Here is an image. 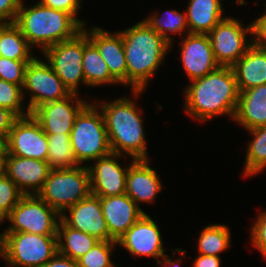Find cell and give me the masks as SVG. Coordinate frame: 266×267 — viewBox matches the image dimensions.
I'll list each match as a JSON object with an SVG mask.
<instances>
[{
  "label": "cell",
  "mask_w": 266,
  "mask_h": 267,
  "mask_svg": "<svg viewBox=\"0 0 266 267\" xmlns=\"http://www.w3.org/2000/svg\"><path fill=\"white\" fill-rule=\"evenodd\" d=\"M184 110L197 121H208L228 115L234 120L239 100V89L232 67L219 66L185 87Z\"/></svg>",
  "instance_id": "6da1fadb"
},
{
  "label": "cell",
  "mask_w": 266,
  "mask_h": 267,
  "mask_svg": "<svg viewBox=\"0 0 266 267\" xmlns=\"http://www.w3.org/2000/svg\"><path fill=\"white\" fill-rule=\"evenodd\" d=\"M118 32L122 35L124 43L127 86L131 87L132 96L138 98L146 90L158 67L165 63L166 54L170 52V44L145 20Z\"/></svg>",
  "instance_id": "7a4b0ae2"
},
{
  "label": "cell",
  "mask_w": 266,
  "mask_h": 267,
  "mask_svg": "<svg viewBox=\"0 0 266 267\" xmlns=\"http://www.w3.org/2000/svg\"><path fill=\"white\" fill-rule=\"evenodd\" d=\"M132 98L119 97L108 103L102 100L96 105L103 114L112 153L126 154L134 160H149L143 111Z\"/></svg>",
  "instance_id": "3957f363"
},
{
  "label": "cell",
  "mask_w": 266,
  "mask_h": 267,
  "mask_svg": "<svg viewBox=\"0 0 266 267\" xmlns=\"http://www.w3.org/2000/svg\"><path fill=\"white\" fill-rule=\"evenodd\" d=\"M28 44L41 52L56 43L72 39L83 25L72 14L35 3L27 8L23 1L14 22Z\"/></svg>",
  "instance_id": "277c9868"
},
{
  "label": "cell",
  "mask_w": 266,
  "mask_h": 267,
  "mask_svg": "<svg viewBox=\"0 0 266 267\" xmlns=\"http://www.w3.org/2000/svg\"><path fill=\"white\" fill-rule=\"evenodd\" d=\"M90 102L77 115L70 134L77 162L95 161L112 153L102 112Z\"/></svg>",
  "instance_id": "5b68a950"
},
{
  "label": "cell",
  "mask_w": 266,
  "mask_h": 267,
  "mask_svg": "<svg viewBox=\"0 0 266 267\" xmlns=\"http://www.w3.org/2000/svg\"><path fill=\"white\" fill-rule=\"evenodd\" d=\"M0 253L10 267H42L58 253L57 235L0 233Z\"/></svg>",
  "instance_id": "8992f818"
},
{
  "label": "cell",
  "mask_w": 266,
  "mask_h": 267,
  "mask_svg": "<svg viewBox=\"0 0 266 267\" xmlns=\"http://www.w3.org/2000/svg\"><path fill=\"white\" fill-rule=\"evenodd\" d=\"M90 194L89 171L83 164L68 169H51L37 195L61 215Z\"/></svg>",
  "instance_id": "52a82bcc"
},
{
  "label": "cell",
  "mask_w": 266,
  "mask_h": 267,
  "mask_svg": "<svg viewBox=\"0 0 266 267\" xmlns=\"http://www.w3.org/2000/svg\"><path fill=\"white\" fill-rule=\"evenodd\" d=\"M60 216L38 195H23L1 222L8 220L11 224L2 233L57 235Z\"/></svg>",
  "instance_id": "ba28073f"
},
{
  "label": "cell",
  "mask_w": 266,
  "mask_h": 267,
  "mask_svg": "<svg viewBox=\"0 0 266 267\" xmlns=\"http://www.w3.org/2000/svg\"><path fill=\"white\" fill-rule=\"evenodd\" d=\"M246 26L240 20L227 16L208 33L215 60L220 66L232 67L254 44V21ZM250 34L249 40L246 35Z\"/></svg>",
  "instance_id": "9c48e42d"
},
{
  "label": "cell",
  "mask_w": 266,
  "mask_h": 267,
  "mask_svg": "<svg viewBox=\"0 0 266 267\" xmlns=\"http://www.w3.org/2000/svg\"><path fill=\"white\" fill-rule=\"evenodd\" d=\"M42 53L70 93L79 94L78 86L81 83L86 85L82 67L84 30L72 39L46 48Z\"/></svg>",
  "instance_id": "30bf717a"
},
{
  "label": "cell",
  "mask_w": 266,
  "mask_h": 267,
  "mask_svg": "<svg viewBox=\"0 0 266 267\" xmlns=\"http://www.w3.org/2000/svg\"><path fill=\"white\" fill-rule=\"evenodd\" d=\"M22 90L23 96L25 91L30 92L26 105L30 114L42 104L65 99L71 94L50 64L36 56L27 65Z\"/></svg>",
  "instance_id": "8fae6325"
},
{
  "label": "cell",
  "mask_w": 266,
  "mask_h": 267,
  "mask_svg": "<svg viewBox=\"0 0 266 267\" xmlns=\"http://www.w3.org/2000/svg\"><path fill=\"white\" fill-rule=\"evenodd\" d=\"M6 145L8 154L47 161V134L32 114L15 120L6 139Z\"/></svg>",
  "instance_id": "7c38bea8"
},
{
  "label": "cell",
  "mask_w": 266,
  "mask_h": 267,
  "mask_svg": "<svg viewBox=\"0 0 266 267\" xmlns=\"http://www.w3.org/2000/svg\"><path fill=\"white\" fill-rule=\"evenodd\" d=\"M87 104L79 94L71 93L65 99L42 104L31 114L46 134H71L77 115Z\"/></svg>",
  "instance_id": "4fadbf2b"
},
{
  "label": "cell",
  "mask_w": 266,
  "mask_h": 267,
  "mask_svg": "<svg viewBox=\"0 0 266 267\" xmlns=\"http://www.w3.org/2000/svg\"><path fill=\"white\" fill-rule=\"evenodd\" d=\"M158 227L157 223L145 213L117 240V245L135 257H153L158 261L165 255Z\"/></svg>",
  "instance_id": "5bb4252c"
},
{
  "label": "cell",
  "mask_w": 266,
  "mask_h": 267,
  "mask_svg": "<svg viewBox=\"0 0 266 267\" xmlns=\"http://www.w3.org/2000/svg\"><path fill=\"white\" fill-rule=\"evenodd\" d=\"M2 171L23 195H37L43 188L51 168L47 161L23 158L6 152Z\"/></svg>",
  "instance_id": "9a60e30c"
},
{
  "label": "cell",
  "mask_w": 266,
  "mask_h": 267,
  "mask_svg": "<svg viewBox=\"0 0 266 267\" xmlns=\"http://www.w3.org/2000/svg\"><path fill=\"white\" fill-rule=\"evenodd\" d=\"M123 155L110 153L88 165L91 194L109 197L125 194L128 167H122L118 159ZM118 158V159H117Z\"/></svg>",
  "instance_id": "2e32d148"
},
{
  "label": "cell",
  "mask_w": 266,
  "mask_h": 267,
  "mask_svg": "<svg viewBox=\"0 0 266 267\" xmlns=\"http://www.w3.org/2000/svg\"><path fill=\"white\" fill-rule=\"evenodd\" d=\"M60 219L69 227L83 231L99 241H109V230L100 203V197L90 194L65 210Z\"/></svg>",
  "instance_id": "e0dca14e"
},
{
  "label": "cell",
  "mask_w": 266,
  "mask_h": 267,
  "mask_svg": "<svg viewBox=\"0 0 266 267\" xmlns=\"http://www.w3.org/2000/svg\"><path fill=\"white\" fill-rule=\"evenodd\" d=\"M180 59L189 80L204 77L220 65L216 62L208 34H186L181 39Z\"/></svg>",
  "instance_id": "ac0fdd59"
},
{
  "label": "cell",
  "mask_w": 266,
  "mask_h": 267,
  "mask_svg": "<svg viewBox=\"0 0 266 267\" xmlns=\"http://www.w3.org/2000/svg\"><path fill=\"white\" fill-rule=\"evenodd\" d=\"M109 230V241H117L145 212L126 193L100 197Z\"/></svg>",
  "instance_id": "d6986e66"
},
{
  "label": "cell",
  "mask_w": 266,
  "mask_h": 267,
  "mask_svg": "<svg viewBox=\"0 0 266 267\" xmlns=\"http://www.w3.org/2000/svg\"><path fill=\"white\" fill-rule=\"evenodd\" d=\"M83 30L87 33L89 40L97 47L110 74L120 84L127 85V64L122 35L118 31L108 32L97 26L91 27L89 31L83 26Z\"/></svg>",
  "instance_id": "ffe728a7"
},
{
  "label": "cell",
  "mask_w": 266,
  "mask_h": 267,
  "mask_svg": "<svg viewBox=\"0 0 266 267\" xmlns=\"http://www.w3.org/2000/svg\"><path fill=\"white\" fill-rule=\"evenodd\" d=\"M148 160H131L127 171L125 193L139 206L155 202L162 190L160 176L150 167Z\"/></svg>",
  "instance_id": "44dd1931"
},
{
  "label": "cell",
  "mask_w": 266,
  "mask_h": 267,
  "mask_svg": "<svg viewBox=\"0 0 266 267\" xmlns=\"http://www.w3.org/2000/svg\"><path fill=\"white\" fill-rule=\"evenodd\" d=\"M232 69L239 92L266 84V46L254 42Z\"/></svg>",
  "instance_id": "7402d4cb"
},
{
  "label": "cell",
  "mask_w": 266,
  "mask_h": 267,
  "mask_svg": "<svg viewBox=\"0 0 266 267\" xmlns=\"http://www.w3.org/2000/svg\"><path fill=\"white\" fill-rule=\"evenodd\" d=\"M233 121L246 130L266 125V84L240 92Z\"/></svg>",
  "instance_id": "603a6c76"
},
{
  "label": "cell",
  "mask_w": 266,
  "mask_h": 267,
  "mask_svg": "<svg viewBox=\"0 0 266 267\" xmlns=\"http://www.w3.org/2000/svg\"><path fill=\"white\" fill-rule=\"evenodd\" d=\"M222 6L220 0H189L186 9L189 33L208 34L226 17Z\"/></svg>",
  "instance_id": "cb8c5ba5"
},
{
  "label": "cell",
  "mask_w": 266,
  "mask_h": 267,
  "mask_svg": "<svg viewBox=\"0 0 266 267\" xmlns=\"http://www.w3.org/2000/svg\"><path fill=\"white\" fill-rule=\"evenodd\" d=\"M82 67L87 86L120 84L111 74L97 47L89 40L84 31V54Z\"/></svg>",
  "instance_id": "d4e9b609"
},
{
  "label": "cell",
  "mask_w": 266,
  "mask_h": 267,
  "mask_svg": "<svg viewBox=\"0 0 266 267\" xmlns=\"http://www.w3.org/2000/svg\"><path fill=\"white\" fill-rule=\"evenodd\" d=\"M58 253L75 261L85 255L99 240L67 226L61 219L57 231Z\"/></svg>",
  "instance_id": "484cf974"
},
{
  "label": "cell",
  "mask_w": 266,
  "mask_h": 267,
  "mask_svg": "<svg viewBox=\"0 0 266 267\" xmlns=\"http://www.w3.org/2000/svg\"><path fill=\"white\" fill-rule=\"evenodd\" d=\"M31 46L14 22H9L0 33V56L16 61H31ZM31 53V54H30Z\"/></svg>",
  "instance_id": "4316f807"
},
{
  "label": "cell",
  "mask_w": 266,
  "mask_h": 267,
  "mask_svg": "<svg viewBox=\"0 0 266 267\" xmlns=\"http://www.w3.org/2000/svg\"><path fill=\"white\" fill-rule=\"evenodd\" d=\"M158 14L154 13L143 20L170 44V48L173 47V39L170 33L179 34L181 37H184L182 35L184 31H186L185 35L186 33L189 34L186 12L180 13L175 9H170L163 12L161 16Z\"/></svg>",
  "instance_id": "83f0119b"
},
{
  "label": "cell",
  "mask_w": 266,
  "mask_h": 267,
  "mask_svg": "<svg viewBox=\"0 0 266 267\" xmlns=\"http://www.w3.org/2000/svg\"><path fill=\"white\" fill-rule=\"evenodd\" d=\"M199 234L197 242L199 254L220 257L219 254L231 246V233L226 225L210 224L205 226Z\"/></svg>",
  "instance_id": "f1b7e54d"
},
{
  "label": "cell",
  "mask_w": 266,
  "mask_h": 267,
  "mask_svg": "<svg viewBox=\"0 0 266 267\" xmlns=\"http://www.w3.org/2000/svg\"><path fill=\"white\" fill-rule=\"evenodd\" d=\"M252 140L248 143L243 175L254 176L266 168V125L248 130Z\"/></svg>",
  "instance_id": "f546056e"
},
{
  "label": "cell",
  "mask_w": 266,
  "mask_h": 267,
  "mask_svg": "<svg viewBox=\"0 0 266 267\" xmlns=\"http://www.w3.org/2000/svg\"><path fill=\"white\" fill-rule=\"evenodd\" d=\"M48 157L51 169H68L80 166L74 155L70 134H47Z\"/></svg>",
  "instance_id": "4dcf8cb0"
},
{
  "label": "cell",
  "mask_w": 266,
  "mask_h": 267,
  "mask_svg": "<svg viewBox=\"0 0 266 267\" xmlns=\"http://www.w3.org/2000/svg\"><path fill=\"white\" fill-rule=\"evenodd\" d=\"M23 100L21 86L0 79V107L9 109L17 117H25L30 114V111L28 107L22 105Z\"/></svg>",
  "instance_id": "1f68e13d"
},
{
  "label": "cell",
  "mask_w": 266,
  "mask_h": 267,
  "mask_svg": "<svg viewBox=\"0 0 266 267\" xmlns=\"http://www.w3.org/2000/svg\"><path fill=\"white\" fill-rule=\"evenodd\" d=\"M117 241H99L85 255L77 260L79 267H115L111 253ZM113 249V250H112Z\"/></svg>",
  "instance_id": "d6a6232c"
},
{
  "label": "cell",
  "mask_w": 266,
  "mask_h": 267,
  "mask_svg": "<svg viewBox=\"0 0 266 267\" xmlns=\"http://www.w3.org/2000/svg\"><path fill=\"white\" fill-rule=\"evenodd\" d=\"M23 194L17 185L2 171L0 173V223L19 202Z\"/></svg>",
  "instance_id": "836d02e7"
},
{
  "label": "cell",
  "mask_w": 266,
  "mask_h": 267,
  "mask_svg": "<svg viewBox=\"0 0 266 267\" xmlns=\"http://www.w3.org/2000/svg\"><path fill=\"white\" fill-rule=\"evenodd\" d=\"M30 61H16L0 56V79L23 86L25 70Z\"/></svg>",
  "instance_id": "e575fe53"
},
{
  "label": "cell",
  "mask_w": 266,
  "mask_h": 267,
  "mask_svg": "<svg viewBox=\"0 0 266 267\" xmlns=\"http://www.w3.org/2000/svg\"><path fill=\"white\" fill-rule=\"evenodd\" d=\"M252 246L266 257V211L260 212L250 228Z\"/></svg>",
  "instance_id": "d590c367"
},
{
  "label": "cell",
  "mask_w": 266,
  "mask_h": 267,
  "mask_svg": "<svg viewBox=\"0 0 266 267\" xmlns=\"http://www.w3.org/2000/svg\"><path fill=\"white\" fill-rule=\"evenodd\" d=\"M81 2L82 0H38V3L43 6L72 14L83 26H86V21L76 17V15L78 16L79 8H82Z\"/></svg>",
  "instance_id": "8d00e7d4"
},
{
  "label": "cell",
  "mask_w": 266,
  "mask_h": 267,
  "mask_svg": "<svg viewBox=\"0 0 266 267\" xmlns=\"http://www.w3.org/2000/svg\"><path fill=\"white\" fill-rule=\"evenodd\" d=\"M23 0H0V20L15 22Z\"/></svg>",
  "instance_id": "74e56055"
},
{
  "label": "cell",
  "mask_w": 266,
  "mask_h": 267,
  "mask_svg": "<svg viewBox=\"0 0 266 267\" xmlns=\"http://www.w3.org/2000/svg\"><path fill=\"white\" fill-rule=\"evenodd\" d=\"M17 118L9 109L0 107V135L7 139L12 125Z\"/></svg>",
  "instance_id": "f35d334b"
},
{
  "label": "cell",
  "mask_w": 266,
  "mask_h": 267,
  "mask_svg": "<svg viewBox=\"0 0 266 267\" xmlns=\"http://www.w3.org/2000/svg\"><path fill=\"white\" fill-rule=\"evenodd\" d=\"M255 42L259 45L266 46V13L254 19Z\"/></svg>",
  "instance_id": "ab89813d"
},
{
  "label": "cell",
  "mask_w": 266,
  "mask_h": 267,
  "mask_svg": "<svg viewBox=\"0 0 266 267\" xmlns=\"http://www.w3.org/2000/svg\"><path fill=\"white\" fill-rule=\"evenodd\" d=\"M42 267H79L77 261L57 253Z\"/></svg>",
  "instance_id": "60d3db41"
},
{
  "label": "cell",
  "mask_w": 266,
  "mask_h": 267,
  "mask_svg": "<svg viewBox=\"0 0 266 267\" xmlns=\"http://www.w3.org/2000/svg\"><path fill=\"white\" fill-rule=\"evenodd\" d=\"M220 265V257L199 254L195 261H193L192 267H220Z\"/></svg>",
  "instance_id": "b9f144b4"
},
{
  "label": "cell",
  "mask_w": 266,
  "mask_h": 267,
  "mask_svg": "<svg viewBox=\"0 0 266 267\" xmlns=\"http://www.w3.org/2000/svg\"><path fill=\"white\" fill-rule=\"evenodd\" d=\"M179 252V255L181 254V257L180 258H178V259H176V260H174V261H172V258L174 257V255L176 254V253H178ZM186 253H187V251L186 250H181V248H176L175 250H174V252H173V256L171 257V258H169L170 256L169 255H164L163 257H162V259H163V262H161V258L157 261V265H163L164 267H167L166 265H168L169 267H180L179 265H180V263L179 262H181L182 261V255L183 256H185L186 255Z\"/></svg>",
  "instance_id": "7bdbcfd3"
},
{
  "label": "cell",
  "mask_w": 266,
  "mask_h": 267,
  "mask_svg": "<svg viewBox=\"0 0 266 267\" xmlns=\"http://www.w3.org/2000/svg\"><path fill=\"white\" fill-rule=\"evenodd\" d=\"M7 152L6 138L0 135V160H3Z\"/></svg>",
  "instance_id": "ee69618b"
},
{
  "label": "cell",
  "mask_w": 266,
  "mask_h": 267,
  "mask_svg": "<svg viewBox=\"0 0 266 267\" xmlns=\"http://www.w3.org/2000/svg\"><path fill=\"white\" fill-rule=\"evenodd\" d=\"M8 23H9V22L0 20V33H1L2 29H3Z\"/></svg>",
  "instance_id": "f6af8a7d"
},
{
  "label": "cell",
  "mask_w": 266,
  "mask_h": 267,
  "mask_svg": "<svg viewBox=\"0 0 266 267\" xmlns=\"http://www.w3.org/2000/svg\"><path fill=\"white\" fill-rule=\"evenodd\" d=\"M2 162L3 160H0V173L2 172Z\"/></svg>",
  "instance_id": "bcb514c9"
}]
</instances>
